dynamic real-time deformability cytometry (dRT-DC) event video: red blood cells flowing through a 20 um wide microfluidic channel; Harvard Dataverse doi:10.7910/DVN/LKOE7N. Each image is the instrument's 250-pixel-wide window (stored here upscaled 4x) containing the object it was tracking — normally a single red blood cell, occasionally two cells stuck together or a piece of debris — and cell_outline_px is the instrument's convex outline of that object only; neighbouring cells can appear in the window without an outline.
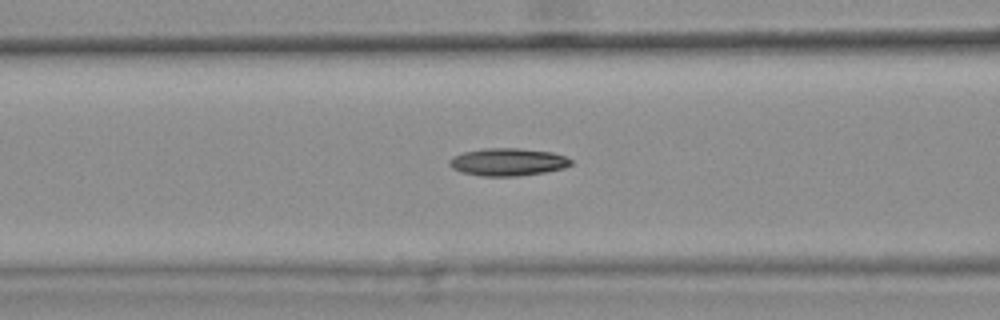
{"species": "common noctule bat (a hibernating species)", "species_latin": "Nyctalus noctula", "temperature_condition": "warm", "stored_images_in_passage": 47, "camera_frame_rate_fps": 3000, "um_per_image_px": 0.085, "animal": {"sex": "female", "body_mass_g": 25.1}, "frame": {"image": 1, "passage_image": 21, "time_ms": 6.667, "image_size_px": [1000, 320], "cell_outline_px": [[572, 164], [564, 168], [544, 172], [520, 176], [480, 176], [464, 172], [452, 168], [448, 164], [448, 160], [452, 156], [464, 152], [484, 148], [520, 148], [552, 152], [564, 156], [572, 160]], "centroid_in_image_um": [43.15, 13.76], "position_along_channel_um": 123.4, "area_um2": 19.59}, "authors_computed_cell_mechanics": {"area_um2": 18.9584, "velocity_mm_per_s": 3.8307, "shape_relaxation_time_tau1_ms": null, "shape_relaxation_time_tau2_ms": 7.8094, "deformation_change_tau1": null, "deformation_change_tau2": 0.1616}}